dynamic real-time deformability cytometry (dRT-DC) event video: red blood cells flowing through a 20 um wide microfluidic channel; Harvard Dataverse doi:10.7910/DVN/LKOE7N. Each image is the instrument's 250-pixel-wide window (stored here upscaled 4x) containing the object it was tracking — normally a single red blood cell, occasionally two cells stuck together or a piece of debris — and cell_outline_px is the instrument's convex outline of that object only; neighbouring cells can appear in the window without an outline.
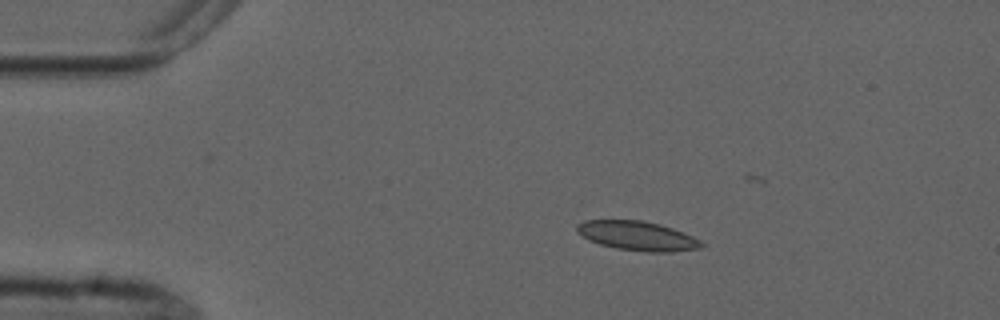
{"species": "common noctule bat (a hibernating species)", "species_latin": "Nyctalus noctula", "temperature_condition": "cold", "stored_images_in_passage": 3, "camera_frame_rate_fps": 3000, "um_per_image_px": 0.085, "animal": {"sex": "male", "forearm_length_mm": 52.5}, "frame": {"image": 1, "passage_image": 1, "time_ms": 0.0, "image_size_px": [1000, 320], "cell_outline_px": [[704, 248], [672, 252], [648, 252], [616, 248], [600, 244], [588, 240], [576, 232], [576, 224], [584, 220], [644, 220], [660, 224], [672, 228], [692, 236], [700, 240], [704, 244]], "centroid_in_image_um": [54.17, 20.05], "position_along_channel_um": 30.8, "area_um2": 21.44}}